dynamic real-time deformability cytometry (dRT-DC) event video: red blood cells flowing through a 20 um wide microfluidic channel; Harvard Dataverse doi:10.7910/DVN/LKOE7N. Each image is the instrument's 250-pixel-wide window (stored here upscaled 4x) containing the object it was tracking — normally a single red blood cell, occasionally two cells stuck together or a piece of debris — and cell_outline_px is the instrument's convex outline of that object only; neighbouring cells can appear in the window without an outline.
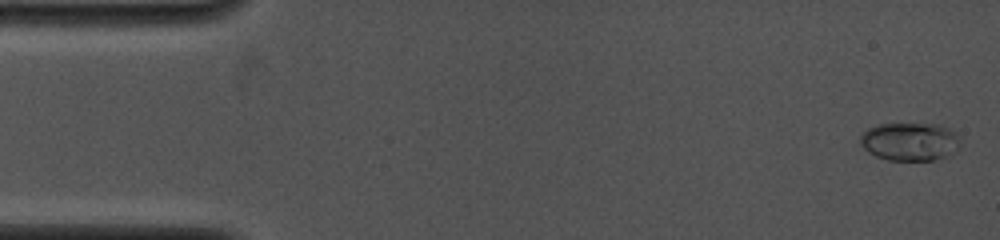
{"species": "common noctule bat (a hibernating species)", "species_latin": "Nyctalus noctula", "temperature_condition": "cold", "stored_images_in_passage": 31, "camera_frame_rate_fps": 4000, "um_per_image_px": 0.085, "animal": {"sex": "female", "body_mass_g": 19.0, "forearm_length_mm": 53.3}, "frame": {"image": 1, "passage_image": 1, "time_ms": 0.0, "image_size_px": [1000, 240], "cell_outline_px": [[960, 148], [956, 152], [948, 156], [932, 160], [888, 160], [876, 156], [868, 152], [860, 144], [860, 136], [868, 128], [876, 124], [936, 124], [948, 128], [956, 132], [960, 140]], "centroid_in_image_um": [77.36, 12.04], "position_along_channel_um": 7.6, "area_um2": 22.48}}
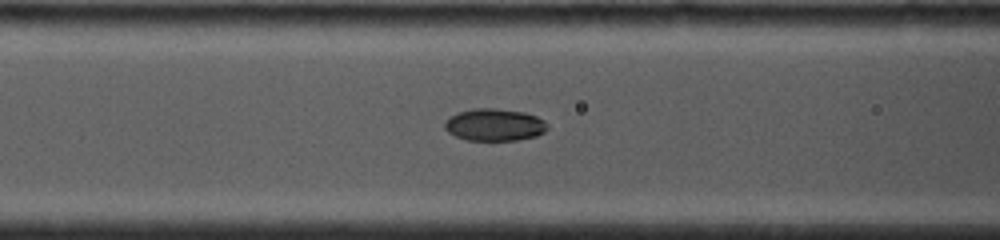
{"frame": {"image": 2, "passage_image": 21, "time_ms": 5.75, "image_size_px": [1000, 240], "cell_outline_px": [[548, 128], [544, 132], [536, 136], [516, 140], [468, 140], [456, 136], [448, 132], [444, 128], [444, 124], [448, 116], [472, 108], [496, 108], [524, 112], [536, 116], [544, 120], [548, 124]], "centroid_in_image_um": [42.03, 10.6], "position_along_channel_um": 124.6, "area_um2": 19.36}}
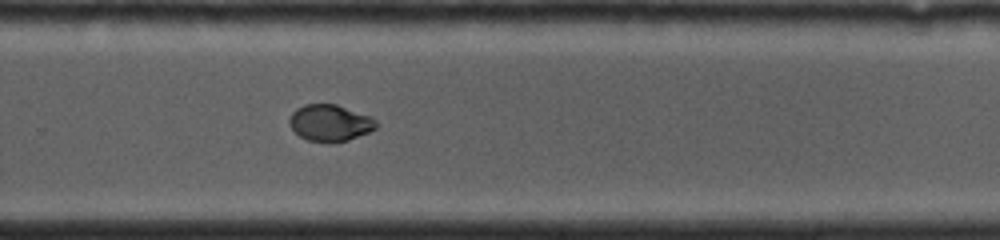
{"frame": {"image": 3, "passage_image": 31, "time_ms": 10.0, "image_size_px": [1000, 240], "cell_outline_px": [[380, 124], [376, 128], [368, 132], [348, 140], [308, 140], [300, 136], [288, 124], [288, 120], [292, 112], [296, 108], [304, 104], [336, 104], [372, 116]], "centroid_in_image_um": [28.07, 10.4], "position_along_channel_um": 301.7, "area_um2": 18.26}}